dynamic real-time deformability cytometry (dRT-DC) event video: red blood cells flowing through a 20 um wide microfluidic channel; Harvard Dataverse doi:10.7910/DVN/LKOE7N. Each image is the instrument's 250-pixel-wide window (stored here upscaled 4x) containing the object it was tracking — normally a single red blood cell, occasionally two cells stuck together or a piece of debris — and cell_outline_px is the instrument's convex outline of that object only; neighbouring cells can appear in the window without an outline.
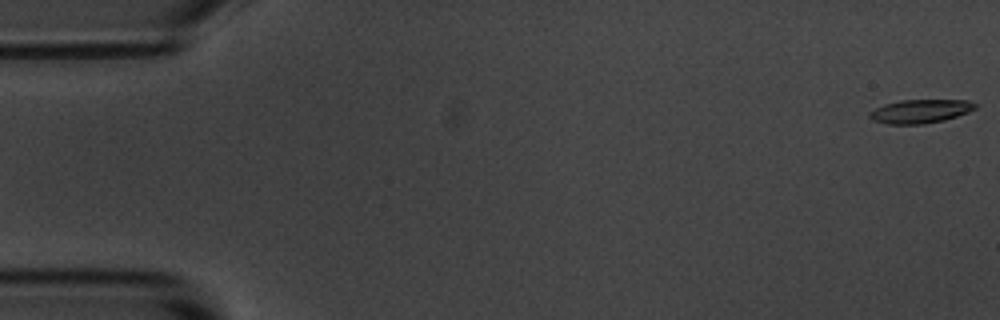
{"species": "common noctule bat (a hibernating species)", "species_latin": "Nyctalus noctula", "temperature_condition": "room temperature", "stored_images_in_passage": 55, "camera_frame_rate_fps": 3000, "um_per_image_px": 0.085, "animal": {"sex": "male", "body_mass_g": 20.1, "forearm_length_mm": 53.5}, "frame": {"image": 1, "passage_image": 1, "time_ms": 0.0, "image_size_px": [1000, 320], "cell_outline_px": [[976, 108], [968, 112], [944, 120], [924, 124], [888, 124], [872, 120], [868, 116], [868, 112], [884, 104], [900, 100], [968, 100], [976, 104]], "centroid_in_image_um": [78.19, 9.46], "position_along_channel_um": 6.8, "area_um2": 14.57}}
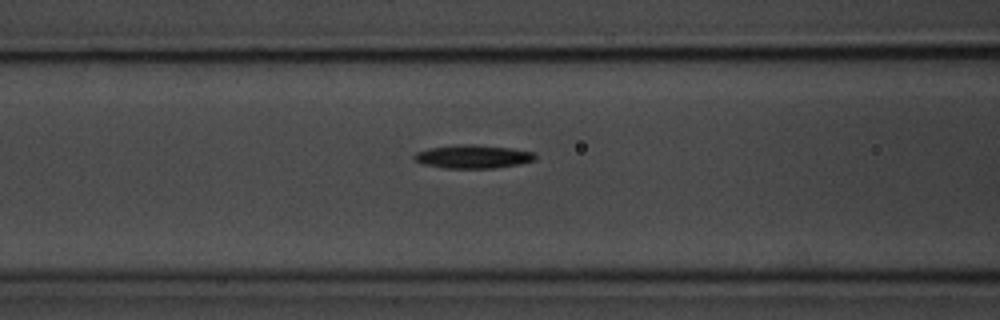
{"frame": {"image": 2, "passage_image": 22, "time_ms": 7.0, "image_size_px": [1000, 320], "cell_outline_px": [[536, 160], [520, 164], [492, 168], [444, 168], [424, 164], [412, 160], [412, 156], [416, 152], [428, 148], [452, 144], [476, 144], [512, 148], [536, 152]], "centroid_in_image_um": [40.19, 13.29], "position_along_channel_um": 126.4, "area_um2": 16.88}}
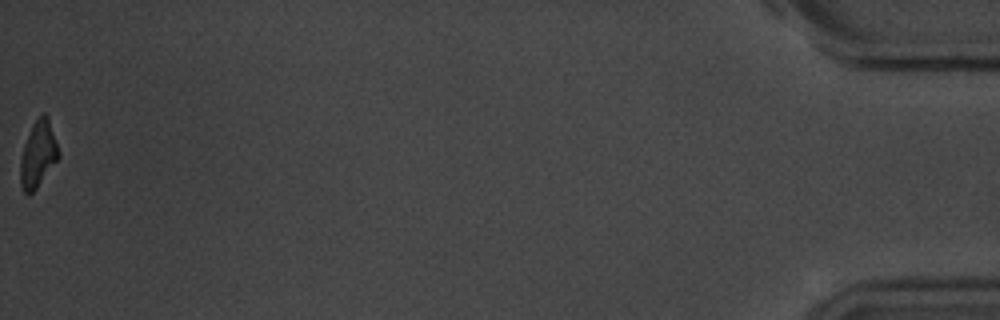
{"frame": {"image": 3, "passage_image": 55, "time_ms": 18.0, "image_size_px": [1000, 320], "cell_outline_px": [[60, 156], [36, 188], [28, 196], [24, 192], [20, 184], [20, 160], [24, 144], [32, 124], [44, 112], [48, 116], [60, 152]], "centroid_in_image_um": [3.23, 13.1], "position_along_channel_um": 432.0, "area_um2": 14.68}, "authors_computed_cell_mechanics": {"area_um2": 15.4904, "velocity_mm_per_s": 3.6878, "shape_relaxation_time_tau1_ms": 2.5465, "shape_relaxation_time_tau2_ms": null, "deformation_change_tau1": 0.1241, "deformation_change_tau2": null}}